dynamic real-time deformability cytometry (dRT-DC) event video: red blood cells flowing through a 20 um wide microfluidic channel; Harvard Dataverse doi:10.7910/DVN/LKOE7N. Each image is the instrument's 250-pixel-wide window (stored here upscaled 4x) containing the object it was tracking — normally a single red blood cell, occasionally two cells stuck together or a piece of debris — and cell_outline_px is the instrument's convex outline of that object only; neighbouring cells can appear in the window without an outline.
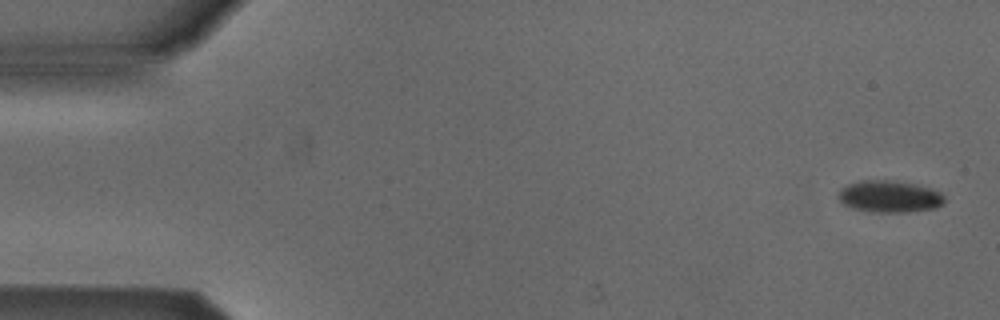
{"species": "Egyptian fruit bat (a non-hibernating species)", "species_latin": "Rousettus aegyptiacus", "temperature_condition": "cold", "stored_images_in_passage": 13, "camera_frame_rate_fps": 3000, "um_per_image_px": 0.085, "animal": {"sex": "male"}, "frame": {"image": 1, "passage_image": 2, "time_ms": 0.333, "image_size_px": [1000, 320], "cell_outline_px": [[944, 204], [936, 208], [904, 212], [872, 212], [852, 208], [844, 204], [836, 196], [848, 184], [860, 180], [884, 180], [912, 184], [928, 188], [940, 192], [944, 196]], "centroid_in_image_um": [75.6, 16.72], "position_along_channel_um": 9.4, "area_um2": 19.42}}